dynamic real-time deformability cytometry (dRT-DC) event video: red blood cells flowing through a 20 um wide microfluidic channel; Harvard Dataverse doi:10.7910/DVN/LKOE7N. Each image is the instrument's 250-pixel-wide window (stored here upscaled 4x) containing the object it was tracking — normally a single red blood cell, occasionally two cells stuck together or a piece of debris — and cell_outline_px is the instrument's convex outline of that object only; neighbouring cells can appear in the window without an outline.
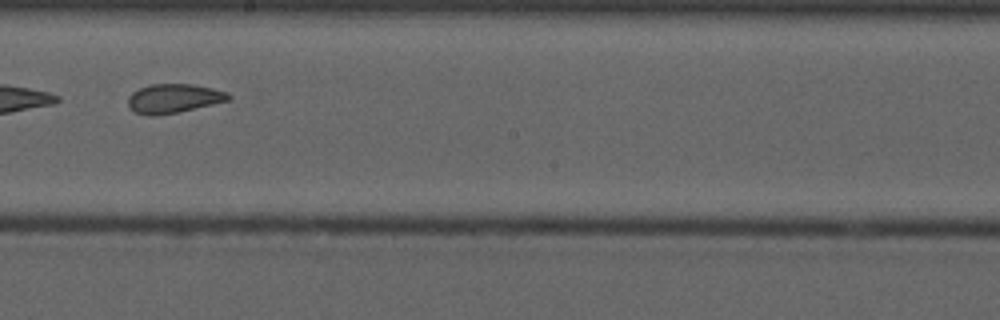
{"species": "common noctule bat (a hibernating species)", "species_latin": "Nyctalus noctula", "temperature_condition": "cold", "stored_images_in_passage": 6, "camera_frame_rate_fps": 3000, "um_per_image_px": 0.085, "animal": {"sex": "male", "forearm_length_mm": 52.5}, "frame": {"image": 1, "passage_image": 5, "time_ms": 4.667, "image_size_px": [1000, 320], "cell_outline_px": [[232, 96], [228, 100], [176, 112], [152, 116], [148, 116], [136, 112], [128, 104], [128, 96], [132, 92], [140, 88], [152, 84], [192, 84], [212, 88], [228, 92]], "centroid_in_image_um": [14.75, 8.35], "position_along_channel_um": 233.5, "area_um2": 16.7}}
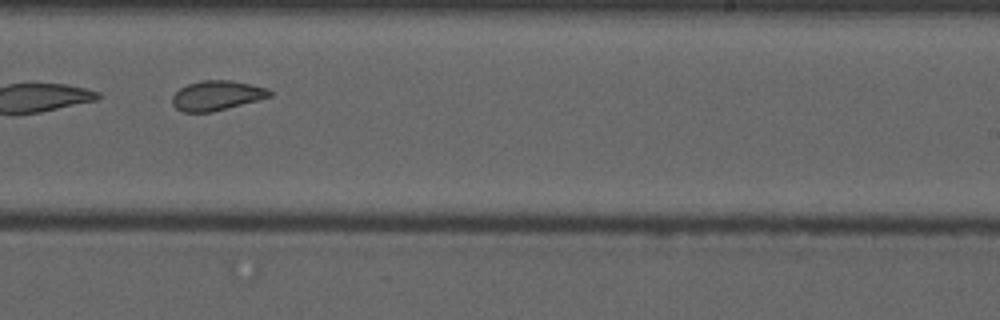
{"frame": {"image": 2, "passage_image": 6, "time_ms": 5.667, "image_size_px": [1000, 320], "cell_outline_px": [[272, 96], [212, 112], [184, 112], [176, 108], [172, 104], [172, 96], [180, 88], [188, 84], [204, 80], [232, 80], [268, 88], [272, 92]], "centroid_in_image_um": [18.42, 8.11], "position_along_channel_um": 270.6, "area_um2": 16.76}}